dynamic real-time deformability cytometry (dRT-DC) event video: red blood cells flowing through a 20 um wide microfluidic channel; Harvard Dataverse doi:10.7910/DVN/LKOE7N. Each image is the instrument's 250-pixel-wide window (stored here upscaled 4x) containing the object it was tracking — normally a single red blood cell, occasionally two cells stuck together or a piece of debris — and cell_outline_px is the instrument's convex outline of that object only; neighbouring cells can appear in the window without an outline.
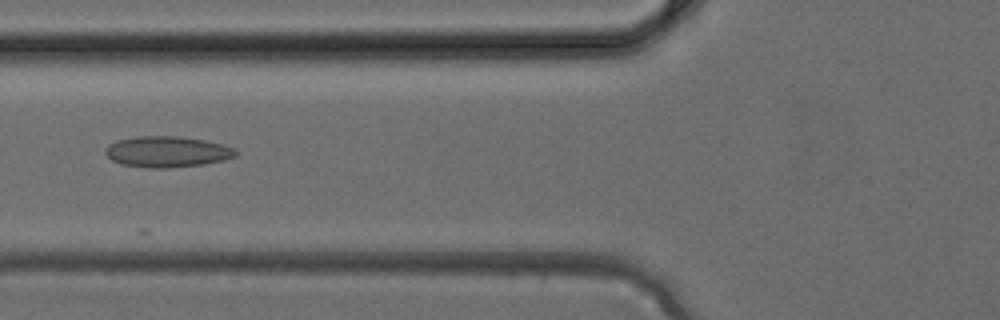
{"species": "common noctule bat (a hibernating species)", "species_latin": "Nyctalus noctula", "temperature_condition": "cold", "stored_images_in_passage": 8, "camera_frame_rate_fps": 3000, "um_per_image_px": 0.085, "animal": {"sex": "female", "body_mass_g": 24.6, "forearm_length_mm": 56.2}, "frame": {"image": 1, "passage_image": 3, "time_ms": 0.667, "image_size_px": [1000, 320], "cell_outline_px": [[236, 156], [204, 164], [168, 168], [148, 168], [120, 164], [112, 160], [104, 152], [104, 148], [108, 144], [116, 140], [136, 136], [176, 136], [204, 140], [236, 148]], "centroid_in_image_um": [14.14, 12.89], "position_along_channel_um": 111.7, "area_um2": 23.52}}
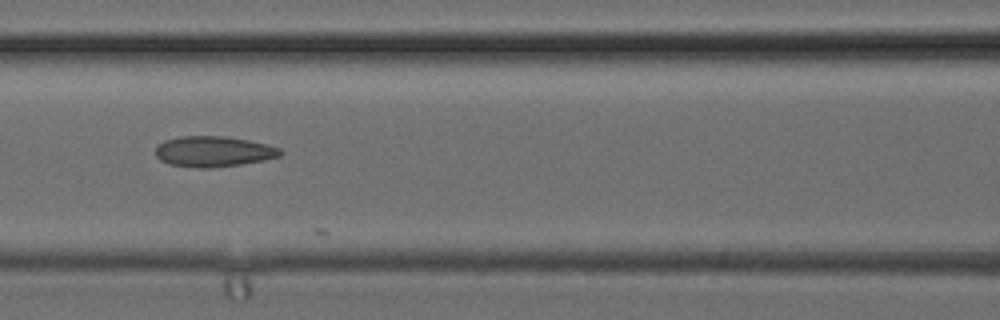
{"frame": {"image": 2, "passage_image": 5, "time_ms": 1.333, "image_size_px": [1000, 320], "cell_outline_px": [[284, 152], [280, 156], [264, 160], [240, 164], [208, 168], [200, 168], [168, 164], [160, 160], [156, 156], [156, 148], [164, 140], [180, 136], [228, 136], [248, 140], [280, 148]], "centroid_in_image_um": [18.14, 12.87], "position_along_channel_um": 148.5, "area_um2": 22.2}}